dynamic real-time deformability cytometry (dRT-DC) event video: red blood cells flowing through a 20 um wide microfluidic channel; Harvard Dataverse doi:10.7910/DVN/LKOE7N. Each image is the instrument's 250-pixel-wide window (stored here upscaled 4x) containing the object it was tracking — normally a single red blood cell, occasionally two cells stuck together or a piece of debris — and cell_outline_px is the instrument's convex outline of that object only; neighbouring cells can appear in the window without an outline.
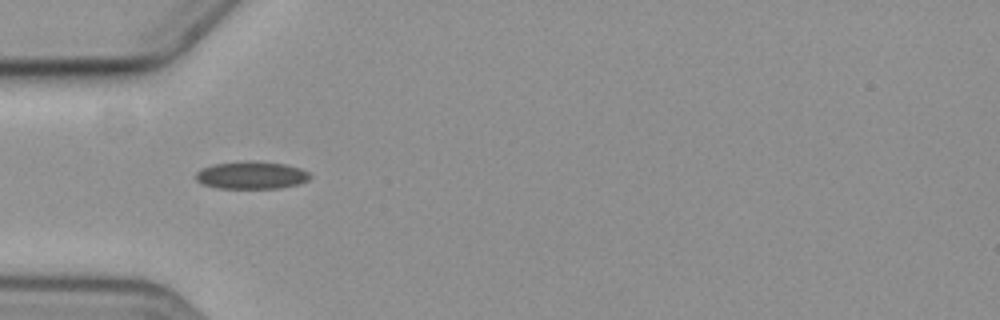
{"species": "common noctule bat (a hibernating species)", "species_latin": "Nyctalus noctula", "temperature_condition": "cold", "stored_images_in_passage": 7, "camera_frame_rate_fps": 3000, "um_per_image_px": 0.085, "animal": {"sex": "female", "body_mass_g": 19.3, "forearm_length_mm": 54.1}, "frame": {"image": 1, "passage_image": 6, "time_ms": 6.0, "image_size_px": [1000, 320], "cell_outline_px": [[312, 176], [308, 180], [300, 184], [280, 188], [216, 188], [204, 184], [196, 180], [196, 172], [200, 168], [212, 164], [244, 160], [256, 160], [284, 164], [300, 168], [308, 172]], "centroid_in_image_um": [21.37, 14.88], "position_along_channel_um": 63.6, "area_um2": 18.67}}
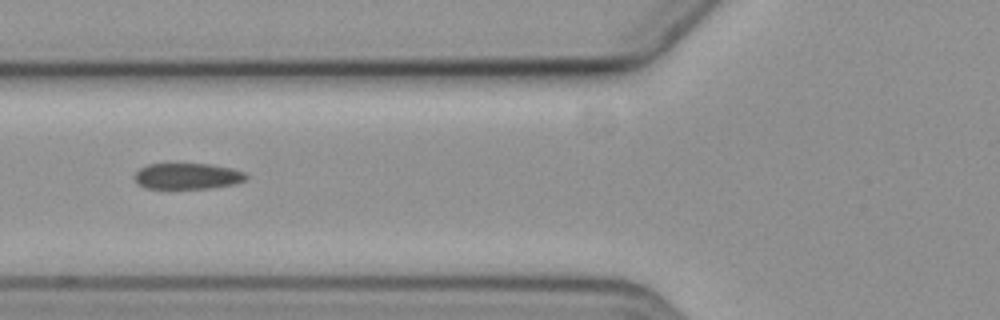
{"frame": {"image": 2, "passage_image": 7, "time_ms": 7.333, "image_size_px": [1000, 320], "cell_outline_px": [[248, 176], [244, 180], [236, 184], [212, 188], [144, 188], [132, 176], [140, 168], [148, 164], [208, 164], [232, 168], [244, 172]], "centroid_in_image_um": [15.94, 14.97], "position_along_channel_um": 109.9, "area_um2": 16.88}}